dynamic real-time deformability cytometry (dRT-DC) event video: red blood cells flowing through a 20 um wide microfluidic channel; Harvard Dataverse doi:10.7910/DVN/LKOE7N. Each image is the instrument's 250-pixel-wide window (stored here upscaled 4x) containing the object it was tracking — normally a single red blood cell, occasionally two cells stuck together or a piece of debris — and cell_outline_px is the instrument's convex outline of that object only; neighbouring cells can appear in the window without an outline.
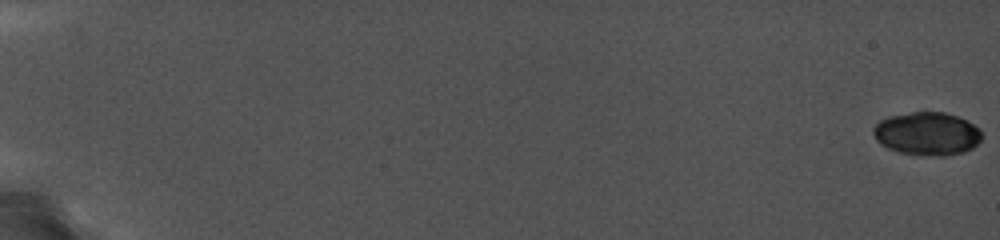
{"species": "common noctule bat (a hibernating species)", "species_latin": "Nyctalus noctula", "temperature_condition": "cold", "stored_images_in_passage": 37, "camera_frame_rate_fps": 5000, "um_per_image_px": 0.085, "animal": {"sex": "female", "body_mass_g": 19.0, "forearm_length_mm": 56.7}, "frame": {"image": 1, "passage_image": 1, "time_ms": 0.0, "image_size_px": [1000, 240], "cell_outline_px": [[980, 140], [972, 148], [964, 152], [944, 156], [920, 156], [896, 152], [880, 144], [876, 140], [872, 132], [876, 124], [880, 120], [892, 116], [912, 112], [944, 112], [968, 120], [980, 128]], "centroid_in_image_um": [78.8, 11.38], "position_along_channel_um": 6.2, "area_um2": 27.46}}
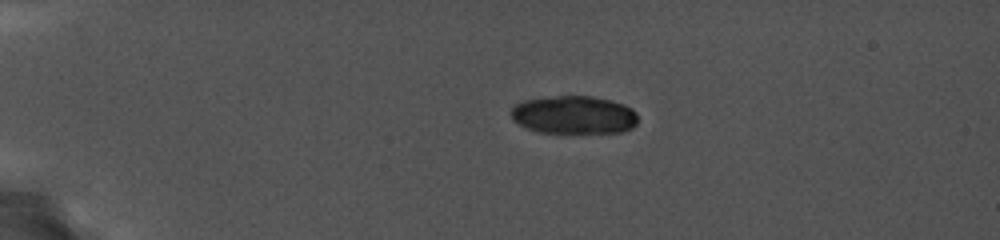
{"frame": {"image": 2, "passage_image": 25, "time_ms": 4.8, "image_size_px": [1000, 240], "cell_outline_px": [[636, 124], [632, 128], [624, 132], [580, 136], [556, 136], [536, 132], [524, 128], [512, 120], [512, 108], [516, 104], [528, 100], [560, 96], [588, 96], [608, 100], [620, 104], [628, 108], [636, 116]], "centroid_in_image_um": [48.74, 9.87], "position_along_channel_um": 36.3, "area_um2": 29.13}}